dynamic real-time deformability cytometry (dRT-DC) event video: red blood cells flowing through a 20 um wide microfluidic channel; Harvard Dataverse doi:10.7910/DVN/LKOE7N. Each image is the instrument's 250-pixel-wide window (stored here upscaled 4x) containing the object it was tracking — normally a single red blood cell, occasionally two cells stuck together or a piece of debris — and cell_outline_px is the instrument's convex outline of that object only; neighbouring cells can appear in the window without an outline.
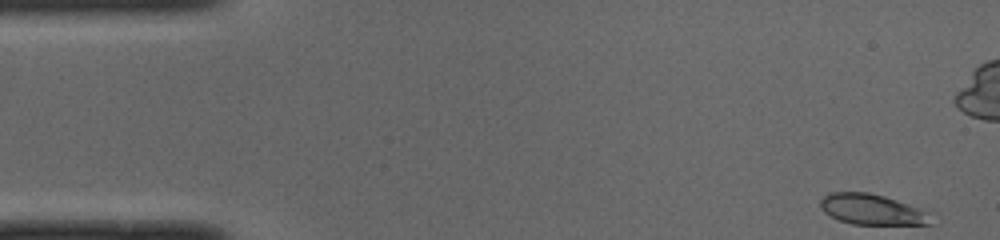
{"species": "common noctule bat (a hibernating species)", "species_latin": "Nyctalus noctula", "temperature_condition": "cold", "stored_images_in_passage": 50, "camera_frame_rate_fps": 3000, "um_per_image_px": 0.085, "animal": {"sex": "male", "body_mass_g": 19.0, "forearm_length_mm": 50.8}, "frame": {"image": 1, "passage_image": 1, "time_ms": 0.0, "image_size_px": [1000, 240], "cell_outline_px": [[932, 224], [852, 224], [840, 220], [824, 212], [820, 208], [820, 200], [828, 192], [868, 192], [884, 196], [896, 200], [928, 212]], "centroid_in_image_um": [74.06, 17.79], "position_along_channel_um": 10.9, "area_um2": 19.42}}
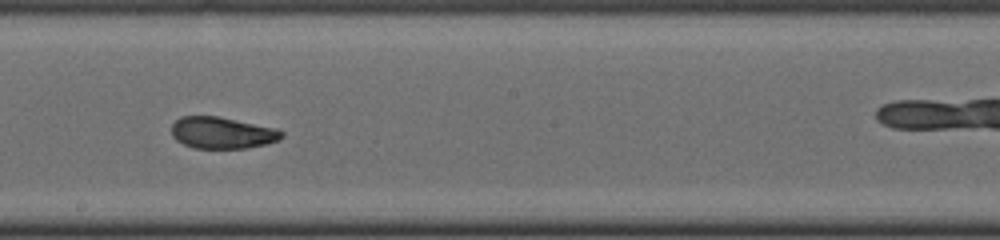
{"frame": {"image": 2, "passage_image": 26, "time_ms": 8.333, "image_size_px": [1000, 240], "cell_outline_px": [[284, 136], [280, 140], [248, 148], [196, 148], [184, 144], [176, 140], [172, 136], [172, 124], [180, 116], [216, 116], [276, 128], [284, 132]], "centroid_in_image_um": [18.89, 11.29], "position_along_channel_um": 229.3, "area_um2": 20.23}}
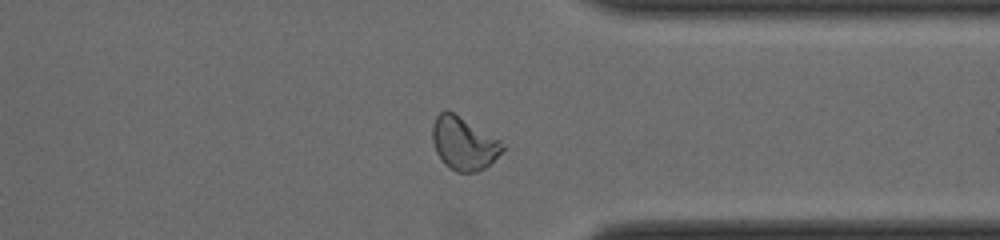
{"frame": {"image": 3, "passage_image": 37, "time_ms": 12.0, "image_size_px": [1000, 240], "cell_outline_px": [[508, 148], [484, 168], [476, 172], [456, 172], [444, 164], [436, 152], [432, 140], [432, 124], [436, 116], [440, 112], [448, 108], [500, 140]], "centroid_in_image_um": [39.42, 12.17], "position_along_channel_um": 372.0, "area_um2": 21.96}, "authors_computed_cell_mechanics": {"area_um2": 21.0392, "velocity_mm_per_s": 3.9858, "shape_relaxation_time_tau1_ms": 8.0825, "shape_relaxation_time_tau2_ms": 1.3994, "deformation_change_tau1": 0.2114, "deformation_change_tau2": 0.0634}}